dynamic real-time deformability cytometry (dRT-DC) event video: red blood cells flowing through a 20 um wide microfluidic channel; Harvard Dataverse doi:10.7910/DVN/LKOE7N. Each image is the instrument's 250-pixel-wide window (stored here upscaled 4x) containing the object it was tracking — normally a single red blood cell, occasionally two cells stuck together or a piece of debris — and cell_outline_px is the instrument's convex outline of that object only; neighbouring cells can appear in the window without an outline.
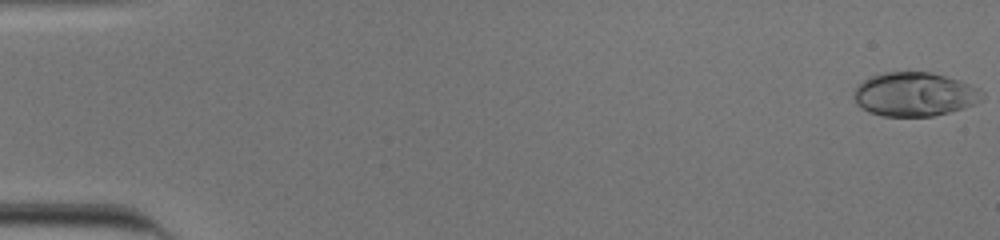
{"species": "human", "species_latin": "Homo sapiens", "temperature_condition": "cold", "stored_images_in_passage": 53, "camera_frame_rate_fps": 3000, "um_per_image_px": 0.085, "donor": {"sex": "male"}, "frame": {"image": 1, "passage_image": 1, "time_ms": 0.0, "image_size_px": [1000, 240], "cell_outline_px": [[984, 100], [964, 108], [932, 116], [884, 116], [868, 112], [856, 104], [856, 88], [864, 80], [872, 76], [884, 72], [932, 72], [960, 80], [980, 88], [984, 92]], "centroid_in_image_um": [77.8, 8.01], "position_along_channel_um": 7.2, "area_um2": 32.83}}
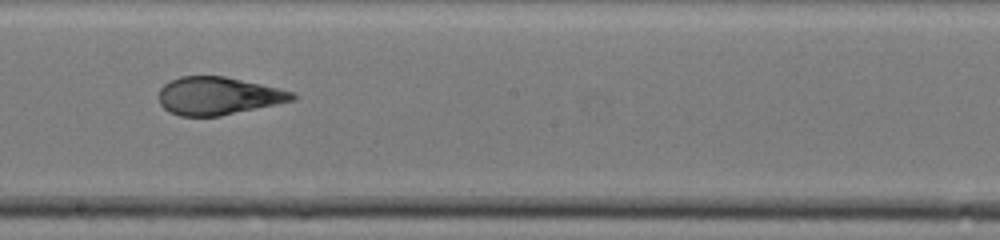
{"frame": {"image": 2, "passage_image": 31, "time_ms": 10.0, "image_size_px": [1000, 240], "cell_outline_px": [[296, 100], [220, 116], [180, 116], [168, 112], [160, 104], [160, 88], [164, 84], [180, 76], [224, 76], [296, 92]], "centroid_in_image_um": [18.56, 8.16], "position_along_channel_um": 229.6, "area_um2": 29.36}}
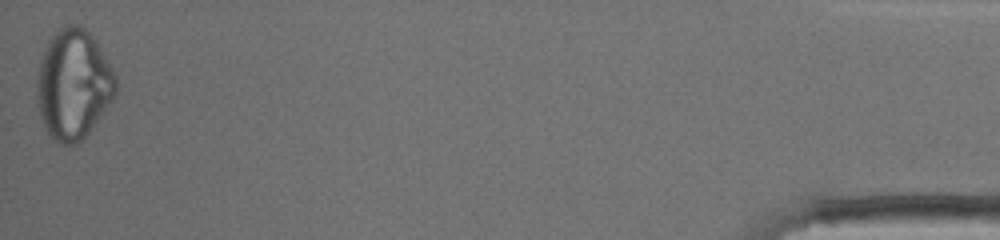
{"frame": {"image": 3, "passage_image": 53, "time_ms": 17.333, "image_size_px": [1000, 240], "cell_outline_px": [[116, 92], [112, 100], [88, 132], [76, 144], [68, 148], [60, 144], [44, 128], [40, 116], [36, 96], [36, 84], [40, 60], [48, 40], [52, 32], [56, 28], [64, 24], [80, 24], [96, 40], [112, 64], [116, 76]], "centroid_in_image_um": [6.23, 7.13], "position_along_channel_um": 429.0, "area_um2": 51.15}}